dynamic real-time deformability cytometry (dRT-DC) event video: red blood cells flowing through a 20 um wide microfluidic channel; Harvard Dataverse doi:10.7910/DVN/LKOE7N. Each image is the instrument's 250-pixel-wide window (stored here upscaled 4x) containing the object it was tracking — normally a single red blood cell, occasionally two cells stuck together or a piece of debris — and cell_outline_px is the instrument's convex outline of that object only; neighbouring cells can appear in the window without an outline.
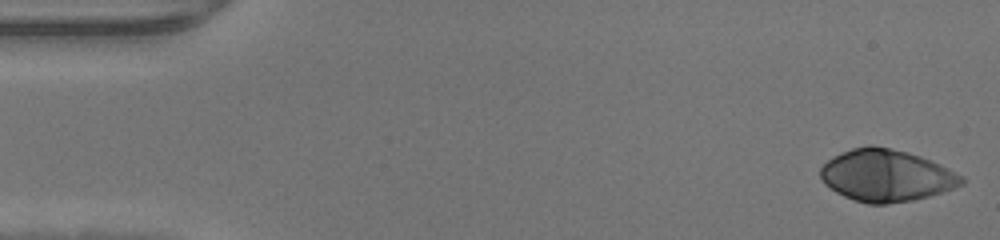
{"species": "human", "species_latin": "Homo sapiens", "temperature_condition": "warm", "stored_images_in_passage": 46, "camera_frame_rate_fps": 3000, "um_per_image_px": 0.085, "donor": {"sex": "male"}, "frame": {"image": 1, "passage_image": 1, "time_ms": 0.0, "image_size_px": [1000, 240], "cell_outline_px": [[964, 184], [928, 196], [912, 200], [888, 204], [868, 204], [844, 196], [836, 192], [824, 184], [820, 176], [820, 168], [832, 156], [852, 148], [868, 144], [872, 144], [908, 152], [920, 156], [964, 176]], "centroid_in_image_um": [75.3, 14.91], "position_along_channel_um": 9.7, "area_um2": 42.54}}
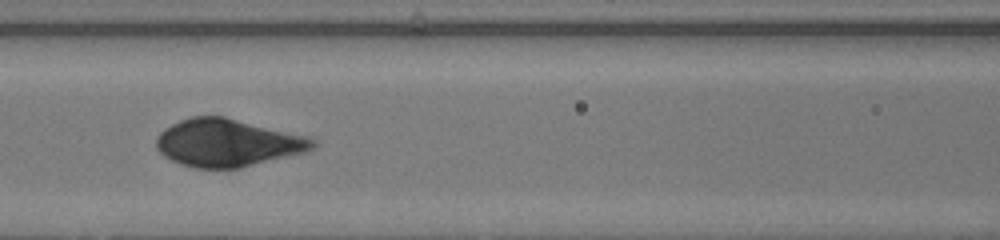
{"frame": {"image": 2, "passage_image": 20, "time_ms": 6.333, "image_size_px": [1000, 240], "cell_outline_px": [[316, 144], [308, 152], [240, 168], [196, 168], [180, 164], [164, 156], [156, 148], [156, 136], [164, 128], [180, 120], [192, 116], [224, 116], [308, 136], [316, 140]], "centroid_in_image_um": [19.35, 12.14], "position_along_channel_um": 147.2, "area_um2": 43.58}}
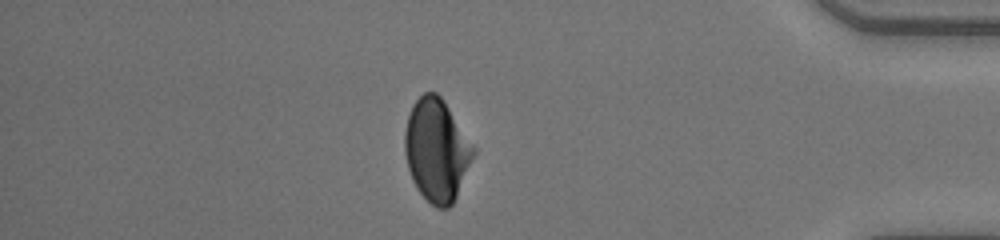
{"frame": {"image": 3, "passage_image": 40, "time_ms": 13.0, "image_size_px": [1000, 240], "cell_outline_px": [[476, 152], [456, 196], [452, 204], [448, 208], [436, 208], [416, 188], [412, 180], [408, 168], [404, 152], [404, 132], [408, 116], [412, 104], [424, 92], [436, 92], [440, 96], [476, 148]], "centroid_in_image_um": [37.1, 12.76], "position_along_channel_um": 398.1, "area_um2": 40.81}}